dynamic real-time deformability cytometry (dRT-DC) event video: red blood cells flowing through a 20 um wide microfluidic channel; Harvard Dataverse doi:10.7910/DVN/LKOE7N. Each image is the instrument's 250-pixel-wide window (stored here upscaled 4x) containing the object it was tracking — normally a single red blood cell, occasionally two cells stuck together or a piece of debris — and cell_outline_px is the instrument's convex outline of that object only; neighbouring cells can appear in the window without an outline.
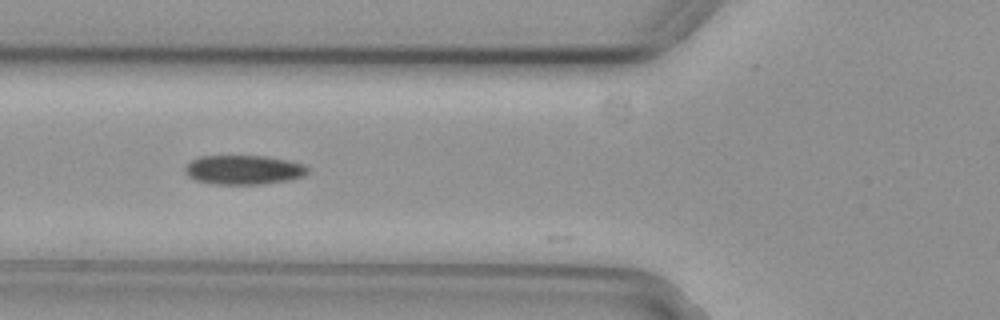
{"species": "common noctule bat (a hibernating species)", "species_latin": "Nyctalus noctula", "temperature_condition": "cold", "stored_images_in_passage": 4, "camera_frame_rate_fps": 3000, "um_per_image_px": 0.085, "animal": {"sex": "female", "body_mass_g": 29.2, "forearm_length_mm": 56.3}, "frame": {"image": 1, "passage_image": 3, "time_ms": 0.667, "image_size_px": [1000, 320], "cell_outline_px": [[308, 172], [304, 176], [288, 180], [260, 184], [212, 184], [196, 180], [188, 176], [184, 172], [184, 168], [192, 160], [200, 156], [264, 156], [304, 164], [308, 168]], "centroid_in_image_um": [20.68, 14.44], "position_along_channel_um": 105.1, "area_um2": 20.81}}